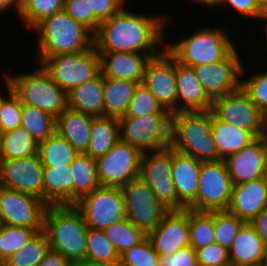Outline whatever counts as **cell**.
<instances>
[{"instance_id":"1","label":"cell","mask_w":267,"mask_h":266,"mask_svg":"<svg viewBox=\"0 0 267 266\" xmlns=\"http://www.w3.org/2000/svg\"><path fill=\"white\" fill-rule=\"evenodd\" d=\"M123 8L101 22L94 34L97 52H133L160 54L165 49V29L172 18L169 14H140ZM139 13V14H138Z\"/></svg>"},{"instance_id":"2","label":"cell","mask_w":267,"mask_h":266,"mask_svg":"<svg viewBox=\"0 0 267 266\" xmlns=\"http://www.w3.org/2000/svg\"><path fill=\"white\" fill-rule=\"evenodd\" d=\"M32 31L37 34L35 57L75 53L94 47V34L64 9L42 19Z\"/></svg>"},{"instance_id":"3","label":"cell","mask_w":267,"mask_h":266,"mask_svg":"<svg viewBox=\"0 0 267 266\" xmlns=\"http://www.w3.org/2000/svg\"><path fill=\"white\" fill-rule=\"evenodd\" d=\"M43 230L50 250L61 253L71 262L85 259L88 227L75 205L47 206Z\"/></svg>"},{"instance_id":"4","label":"cell","mask_w":267,"mask_h":266,"mask_svg":"<svg viewBox=\"0 0 267 266\" xmlns=\"http://www.w3.org/2000/svg\"><path fill=\"white\" fill-rule=\"evenodd\" d=\"M223 27H203L189 36L165 40V50L178 62L195 67L224 60L235 48L228 30ZM227 32V33H226ZM178 40V41H176Z\"/></svg>"},{"instance_id":"5","label":"cell","mask_w":267,"mask_h":266,"mask_svg":"<svg viewBox=\"0 0 267 266\" xmlns=\"http://www.w3.org/2000/svg\"><path fill=\"white\" fill-rule=\"evenodd\" d=\"M170 147L200 162L218 161L211 111L172 113Z\"/></svg>"},{"instance_id":"6","label":"cell","mask_w":267,"mask_h":266,"mask_svg":"<svg viewBox=\"0 0 267 266\" xmlns=\"http://www.w3.org/2000/svg\"><path fill=\"white\" fill-rule=\"evenodd\" d=\"M36 66L33 72H16L14 76L8 73V80L22 105L34 106L57 118L67 109V93L40 64Z\"/></svg>"},{"instance_id":"7","label":"cell","mask_w":267,"mask_h":266,"mask_svg":"<svg viewBox=\"0 0 267 266\" xmlns=\"http://www.w3.org/2000/svg\"><path fill=\"white\" fill-rule=\"evenodd\" d=\"M34 61L40 64L66 93L101 72L100 56L95 47L75 53L35 57Z\"/></svg>"},{"instance_id":"8","label":"cell","mask_w":267,"mask_h":266,"mask_svg":"<svg viewBox=\"0 0 267 266\" xmlns=\"http://www.w3.org/2000/svg\"><path fill=\"white\" fill-rule=\"evenodd\" d=\"M171 113H149L142 117H120V141L143 153L160 150L171 143Z\"/></svg>"},{"instance_id":"9","label":"cell","mask_w":267,"mask_h":266,"mask_svg":"<svg viewBox=\"0 0 267 266\" xmlns=\"http://www.w3.org/2000/svg\"><path fill=\"white\" fill-rule=\"evenodd\" d=\"M233 183L225 160L202 162L195 201L188 209L196 211H227Z\"/></svg>"},{"instance_id":"10","label":"cell","mask_w":267,"mask_h":266,"mask_svg":"<svg viewBox=\"0 0 267 266\" xmlns=\"http://www.w3.org/2000/svg\"><path fill=\"white\" fill-rule=\"evenodd\" d=\"M139 177L151 188L157 200L169 211L186 209L178 199L172 180V148L144 152Z\"/></svg>"},{"instance_id":"11","label":"cell","mask_w":267,"mask_h":266,"mask_svg":"<svg viewBox=\"0 0 267 266\" xmlns=\"http://www.w3.org/2000/svg\"><path fill=\"white\" fill-rule=\"evenodd\" d=\"M126 219L146 235L152 232L169 211L158 200L149 185L140 177L121 188Z\"/></svg>"},{"instance_id":"12","label":"cell","mask_w":267,"mask_h":266,"mask_svg":"<svg viewBox=\"0 0 267 266\" xmlns=\"http://www.w3.org/2000/svg\"><path fill=\"white\" fill-rule=\"evenodd\" d=\"M142 155L140 149L120 140L116 142L104 156L96 159L101 186L122 188L139 177Z\"/></svg>"},{"instance_id":"13","label":"cell","mask_w":267,"mask_h":266,"mask_svg":"<svg viewBox=\"0 0 267 266\" xmlns=\"http://www.w3.org/2000/svg\"><path fill=\"white\" fill-rule=\"evenodd\" d=\"M75 206L82 212L88 228L105 230L126 218L121 188L99 187Z\"/></svg>"},{"instance_id":"14","label":"cell","mask_w":267,"mask_h":266,"mask_svg":"<svg viewBox=\"0 0 267 266\" xmlns=\"http://www.w3.org/2000/svg\"><path fill=\"white\" fill-rule=\"evenodd\" d=\"M47 206L38 197L0 186V221L2 225L43 230Z\"/></svg>"},{"instance_id":"15","label":"cell","mask_w":267,"mask_h":266,"mask_svg":"<svg viewBox=\"0 0 267 266\" xmlns=\"http://www.w3.org/2000/svg\"><path fill=\"white\" fill-rule=\"evenodd\" d=\"M237 46L224 60L193 67L197 79L212 99L235 92L241 87L243 61Z\"/></svg>"},{"instance_id":"16","label":"cell","mask_w":267,"mask_h":266,"mask_svg":"<svg viewBox=\"0 0 267 266\" xmlns=\"http://www.w3.org/2000/svg\"><path fill=\"white\" fill-rule=\"evenodd\" d=\"M141 84L151 92L162 108L171 114L177 112L175 59L165 49L147 62Z\"/></svg>"},{"instance_id":"17","label":"cell","mask_w":267,"mask_h":266,"mask_svg":"<svg viewBox=\"0 0 267 266\" xmlns=\"http://www.w3.org/2000/svg\"><path fill=\"white\" fill-rule=\"evenodd\" d=\"M43 167L39 155L0 160V186L44 201Z\"/></svg>"},{"instance_id":"18","label":"cell","mask_w":267,"mask_h":266,"mask_svg":"<svg viewBox=\"0 0 267 266\" xmlns=\"http://www.w3.org/2000/svg\"><path fill=\"white\" fill-rule=\"evenodd\" d=\"M147 237L159 255L189 246V209L168 211Z\"/></svg>"},{"instance_id":"19","label":"cell","mask_w":267,"mask_h":266,"mask_svg":"<svg viewBox=\"0 0 267 266\" xmlns=\"http://www.w3.org/2000/svg\"><path fill=\"white\" fill-rule=\"evenodd\" d=\"M211 111L220 120L256 135L260 110L242 87L235 92L214 99Z\"/></svg>"},{"instance_id":"20","label":"cell","mask_w":267,"mask_h":266,"mask_svg":"<svg viewBox=\"0 0 267 266\" xmlns=\"http://www.w3.org/2000/svg\"><path fill=\"white\" fill-rule=\"evenodd\" d=\"M225 162L233 185L260 179L267 167V142L255 139Z\"/></svg>"},{"instance_id":"21","label":"cell","mask_w":267,"mask_h":266,"mask_svg":"<svg viewBox=\"0 0 267 266\" xmlns=\"http://www.w3.org/2000/svg\"><path fill=\"white\" fill-rule=\"evenodd\" d=\"M177 112L211 111L213 100L196 77L193 67L175 60Z\"/></svg>"},{"instance_id":"22","label":"cell","mask_w":267,"mask_h":266,"mask_svg":"<svg viewBox=\"0 0 267 266\" xmlns=\"http://www.w3.org/2000/svg\"><path fill=\"white\" fill-rule=\"evenodd\" d=\"M103 76L142 83L147 62L159 54L98 52Z\"/></svg>"},{"instance_id":"23","label":"cell","mask_w":267,"mask_h":266,"mask_svg":"<svg viewBox=\"0 0 267 266\" xmlns=\"http://www.w3.org/2000/svg\"><path fill=\"white\" fill-rule=\"evenodd\" d=\"M267 207L266 189L263 179L233 185L227 211L250 223Z\"/></svg>"},{"instance_id":"24","label":"cell","mask_w":267,"mask_h":266,"mask_svg":"<svg viewBox=\"0 0 267 266\" xmlns=\"http://www.w3.org/2000/svg\"><path fill=\"white\" fill-rule=\"evenodd\" d=\"M201 163L172 149V180L179 202L185 208L195 201Z\"/></svg>"},{"instance_id":"25","label":"cell","mask_w":267,"mask_h":266,"mask_svg":"<svg viewBox=\"0 0 267 266\" xmlns=\"http://www.w3.org/2000/svg\"><path fill=\"white\" fill-rule=\"evenodd\" d=\"M104 76L100 72L96 77L67 93V108L89 114L94 117L104 116Z\"/></svg>"},{"instance_id":"26","label":"cell","mask_w":267,"mask_h":266,"mask_svg":"<svg viewBox=\"0 0 267 266\" xmlns=\"http://www.w3.org/2000/svg\"><path fill=\"white\" fill-rule=\"evenodd\" d=\"M95 117L67 108L56 118V132L78 152L85 153L89 145Z\"/></svg>"},{"instance_id":"27","label":"cell","mask_w":267,"mask_h":266,"mask_svg":"<svg viewBox=\"0 0 267 266\" xmlns=\"http://www.w3.org/2000/svg\"><path fill=\"white\" fill-rule=\"evenodd\" d=\"M44 202L48 206L73 205V174L68 166L43 167Z\"/></svg>"},{"instance_id":"28","label":"cell","mask_w":267,"mask_h":266,"mask_svg":"<svg viewBox=\"0 0 267 266\" xmlns=\"http://www.w3.org/2000/svg\"><path fill=\"white\" fill-rule=\"evenodd\" d=\"M228 251L231 266H245L261 262L266 255L267 245L257 235L254 227L246 222Z\"/></svg>"},{"instance_id":"29","label":"cell","mask_w":267,"mask_h":266,"mask_svg":"<svg viewBox=\"0 0 267 266\" xmlns=\"http://www.w3.org/2000/svg\"><path fill=\"white\" fill-rule=\"evenodd\" d=\"M211 128L218 151V161L226 160L256 139L251 131L220 120L212 111Z\"/></svg>"},{"instance_id":"30","label":"cell","mask_w":267,"mask_h":266,"mask_svg":"<svg viewBox=\"0 0 267 266\" xmlns=\"http://www.w3.org/2000/svg\"><path fill=\"white\" fill-rule=\"evenodd\" d=\"M138 84L130 80L104 76V116L117 119L125 116Z\"/></svg>"},{"instance_id":"31","label":"cell","mask_w":267,"mask_h":266,"mask_svg":"<svg viewBox=\"0 0 267 266\" xmlns=\"http://www.w3.org/2000/svg\"><path fill=\"white\" fill-rule=\"evenodd\" d=\"M73 174V205L84 196L101 187L96 159L85 153H78L70 164Z\"/></svg>"},{"instance_id":"32","label":"cell","mask_w":267,"mask_h":266,"mask_svg":"<svg viewBox=\"0 0 267 266\" xmlns=\"http://www.w3.org/2000/svg\"><path fill=\"white\" fill-rule=\"evenodd\" d=\"M119 140V120L117 118L109 116L95 117L85 154L97 159L104 156Z\"/></svg>"},{"instance_id":"33","label":"cell","mask_w":267,"mask_h":266,"mask_svg":"<svg viewBox=\"0 0 267 266\" xmlns=\"http://www.w3.org/2000/svg\"><path fill=\"white\" fill-rule=\"evenodd\" d=\"M38 155V144L23 126L2 133L0 160L20 159Z\"/></svg>"},{"instance_id":"34","label":"cell","mask_w":267,"mask_h":266,"mask_svg":"<svg viewBox=\"0 0 267 266\" xmlns=\"http://www.w3.org/2000/svg\"><path fill=\"white\" fill-rule=\"evenodd\" d=\"M77 154L57 132L38 144V155L44 167L68 166Z\"/></svg>"},{"instance_id":"35","label":"cell","mask_w":267,"mask_h":266,"mask_svg":"<svg viewBox=\"0 0 267 266\" xmlns=\"http://www.w3.org/2000/svg\"><path fill=\"white\" fill-rule=\"evenodd\" d=\"M21 126L39 144L56 132V118L34 106L23 105Z\"/></svg>"},{"instance_id":"36","label":"cell","mask_w":267,"mask_h":266,"mask_svg":"<svg viewBox=\"0 0 267 266\" xmlns=\"http://www.w3.org/2000/svg\"><path fill=\"white\" fill-rule=\"evenodd\" d=\"M215 211L189 209V245L195 250L215 242Z\"/></svg>"},{"instance_id":"37","label":"cell","mask_w":267,"mask_h":266,"mask_svg":"<svg viewBox=\"0 0 267 266\" xmlns=\"http://www.w3.org/2000/svg\"><path fill=\"white\" fill-rule=\"evenodd\" d=\"M50 250L44 230L37 232L22 248L8 257L3 266H37Z\"/></svg>"},{"instance_id":"38","label":"cell","mask_w":267,"mask_h":266,"mask_svg":"<svg viewBox=\"0 0 267 266\" xmlns=\"http://www.w3.org/2000/svg\"><path fill=\"white\" fill-rule=\"evenodd\" d=\"M65 0H20V18L27 29H32L47 16L64 9Z\"/></svg>"},{"instance_id":"39","label":"cell","mask_w":267,"mask_h":266,"mask_svg":"<svg viewBox=\"0 0 267 266\" xmlns=\"http://www.w3.org/2000/svg\"><path fill=\"white\" fill-rule=\"evenodd\" d=\"M86 259L97 262L119 264L120 255L106 237L103 230L88 228Z\"/></svg>"},{"instance_id":"40","label":"cell","mask_w":267,"mask_h":266,"mask_svg":"<svg viewBox=\"0 0 267 266\" xmlns=\"http://www.w3.org/2000/svg\"><path fill=\"white\" fill-rule=\"evenodd\" d=\"M104 233L119 255L147 237L142 230L136 228L126 218L107 227Z\"/></svg>"},{"instance_id":"41","label":"cell","mask_w":267,"mask_h":266,"mask_svg":"<svg viewBox=\"0 0 267 266\" xmlns=\"http://www.w3.org/2000/svg\"><path fill=\"white\" fill-rule=\"evenodd\" d=\"M39 231L26 227L1 225L0 227V262L22 249Z\"/></svg>"},{"instance_id":"42","label":"cell","mask_w":267,"mask_h":266,"mask_svg":"<svg viewBox=\"0 0 267 266\" xmlns=\"http://www.w3.org/2000/svg\"><path fill=\"white\" fill-rule=\"evenodd\" d=\"M262 70V72H261ZM246 69L243 65L241 73V87L249 95L251 101L260 111L267 110V71L260 69L251 76H246ZM245 77V79H244Z\"/></svg>"},{"instance_id":"43","label":"cell","mask_w":267,"mask_h":266,"mask_svg":"<svg viewBox=\"0 0 267 266\" xmlns=\"http://www.w3.org/2000/svg\"><path fill=\"white\" fill-rule=\"evenodd\" d=\"M245 223V221L228 211H215V242L229 250Z\"/></svg>"},{"instance_id":"44","label":"cell","mask_w":267,"mask_h":266,"mask_svg":"<svg viewBox=\"0 0 267 266\" xmlns=\"http://www.w3.org/2000/svg\"><path fill=\"white\" fill-rule=\"evenodd\" d=\"M118 266H159V254L146 237L120 255Z\"/></svg>"},{"instance_id":"45","label":"cell","mask_w":267,"mask_h":266,"mask_svg":"<svg viewBox=\"0 0 267 266\" xmlns=\"http://www.w3.org/2000/svg\"><path fill=\"white\" fill-rule=\"evenodd\" d=\"M149 113H170L158 103L151 92L141 83L136 87L128 111L123 117H142Z\"/></svg>"},{"instance_id":"46","label":"cell","mask_w":267,"mask_h":266,"mask_svg":"<svg viewBox=\"0 0 267 266\" xmlns=\"http://www.w3.org/2000/svg\"><path fill=\"white\" fill-rule=\"evenodd\" d=\"M65 12L75 21L88 28L93 34L101 23L90 11V0H65Z\"/></svg>"},{"instance_id":"47","label":"cell","mask_w":267,"mask_h":266,"mask_svg":"<svg viewBox=\"0 0 267 266\" xmlns=\"http://www.w3.org/2000/svg\"><path fill=\"white\" fill-rule=\"evenodd\" d=\"M23 105L13 93L4 103L0 113V129L3 132L12 131L21 125Z\"/></svg>"},{"instance_id":"48","label":"cell","mask_w":267,"mask_h":266,"mask_svg":"<svg viewBox=\"0 0 267 266\" xmlns=\"http://www.w3.org/2000/svg\"><path fill=\"white\" fill-rule=\"evenodd\" d=\"M196 252L199 266H231L228 249L216 242Z\"/></svg>"},{"instance_id":"49","label":"cell","mask_w":267,"mask_h":266,"mask_svg":"<svg viewBox=\"0 0 267 266\" xmlns=\"http://www.w3.org/2000/svg\"><path fill=\"white\" fill-rule=\"evenodd\" d=\"M223 6L231 7V12L235 11L239 17H245L244 19H246V17L247 19L252 18V22L255 20L258 21L259 19H261V21L267 19V15L258 7L255 0H219L217 10H219L220 7V9H222Z\"/></svg>"},{"instance_id":"50","label":"cell","mask_w":267,"mask_h":266,"mask_svg":"<svg viewBox=\"0 0 267 266\" xmlns=\"http://www.w3.org/2000/svg\"><path fill=\"white\" fill-rule=\"evenodd\" d=\"M159 266H199L197 252L189 245L174 254L159 255Z\"/></svg>"},{"instance_id":"51","label":"cell","mask_w":267,"mask_h":266,"mask_svg":"<svg viewBox=\"0 0 267 266\" xmlns=\"http://www.w3.org/2000/svg\"><path fill=\"white\" fill-rule=\"evenodd\" d=\"M127 0H90V11L94 16L103 22L116 15L123 6L127 5Z\"/></svg>"},{"instance_id":"52","label":"cell","mask_w":267,"mask_h":266,"mask_svg":"<svg viewBox=\"0 0 267 266\" xmlns=\"http://www.w3.org/2000/svg\"><path fill=\"white\" fill-rule=\"evenodd\" d=\"M257 235L267 245V207L264 208L251 222Z\"/></svg>"},{"instance_id":"53","label":"cell","mask_w":267,"mask_h":266,"mask_svg":"<svg viewBox=\"0 0 267 266\" xmlns=\"http://www.w3.org/2000/svg\"><path fill=\"white\" fill-rule=\"evenodd\" d=\"M71 261L61 253L49 250L37 266H70Z\"/></svg>"},{"instance_id":"54","label":"cell","mask_w":267,"mask_h":266,"mask_svg":"<svg viewBox=\"0 0 267 266\" xmlns=\"http://www.w3.org/2000/svg\"><path fill=\"white\" fill-rule=\"evenodd\" d=\"M256 139L267 142V110L260 111Z\"/></svg>"},{"instance_id":"55","label":"cell","mask_w":267,"mask_h":266,"mask_svg":"<svg viewBox=\"0 0 267 266\" xmlns=\"http://www.w3.org/2000/svg\"><path fill=\"white\" fill-rule=\"evenodd\" d=\"M7 69H5L3 72L1 71V77L3 78V79H0V80H4L3 81V87L5 86V88H6V92H7V96L6 95H4L3 96V94H5V93H1L0 94V113H1V109H2V106H3V103L14 93L13 92V87H12V84H11V82L8 80V70L6 71Z\"/></svg>"},{"instance_id":"56","label":"cell","mask_w":267,"mask_h":266,"mask_svg":"<svg viewBox=\"0 0 267 266\" xmlns=\"http://www.w3.org/2000/svg\"><path fill=\"white\" fill-rule=\"evenodd\" d=\"M13 7L15 11L17 12V15L19 14L20 10V0H0V15L6 11L13 10Z\"/></svg>"},{"instance_id":"57","label":"cell","mask_w":267,"mask_h":266,"mask_svg":"<svg viewBox=\"0 0 267 266\" xmlns=\"http://www.w3.org/2000/svg\"><path fill=\"white\" fill-rule=\"evenodd\" d=\"M119 264H111L104 262L91 261L88 259L76 260L71 262L70 266H118Z\"/></svg>"},{"instance_id":"58","label":"cell","mask_w":267,"mask_h":266,"mask_svg":"<svg viewBox=\"0 0 267 266\" xmlns=\"http://www.w3.org/2000/svg\"><path fill=\"white\" fill-rule=\"evenodd\" d=\"M187 1H190V3L192 1V3H194V4L197 3L200 5V7L201 6H204L206 8L212 7V9H217L218 2H219V0H187Z\"/></svg>"},{"instance_id":"59","label":"cell","mask_w":267,"mask_h":266,"mask_svg":"<svg viewBox=\"0 0 267 266\" xmlns=\"http://www.w3.org/2000/svg\"><path fill=\"white\" fill-rule=\"evenodd\" d=\"M258 7L267 15V0H255Z\"/></svg>"},{"instance_id":"60","label":"cell","mask_w":267,"mask_h":266,"mask_svg":"<svg viewBox=\"0 0 267 266\" xmlns=\"http://www.w3.org/2000/svg\"><path fill=\"white\" fill-rule=\"evenodd\" d=\"M263 182L265 184V189H266V198H267V167L262 175Z\"/></svg>"},{"instance_id":"61","label":"cell","mask_w":267,"mask_h":266,"mask_svg":"<svg viewBox=\"0 0 267 266\" xmlns=\"http://www.w3.org/2000/svg\"><path fill=\"white\" fill-rule=\"evenodd\" d=\"M263 22H265V23H264V27H265V28L263 27V29L265 30V32H264L265 35H266V36H265V37H266V44H265V45H266V49H267V19L264 20Z\"/></svg>"},{"instance_id":"62","label":"cell","mask_w":267,"mask_h":266,"mask_svg":"<svg viewBox=\"0 0 267 266\" xmlns=\"http://www.w3.org/2000/svg\"><path fill=\"white\" fill-rule=\"evenodd\" d=\"M262 264L263 266H267V252H266V255L264 256V258L262 259Z\"/></svg>"},{"instance_id":"63","label":"cell","mask_w":267,"mask_h":266,"mask_svg":"<svg viewBox=\"0 0 267 266\" xmlns=\"http://www.w3.org/2000/svg\"><path fill=\"white\" fill-rule=\"evenodd\" d=\"M245 266H263V264H262V262H259V263H254V264H248Z\"/></svg>"},{"instance_id":"64","label":"cell","mask_w":267,"mask_h":266,"mask_svg":"<svg viewBox=\"0 0 267 266\" xmlns=\"http://www.w3.org/2000/svg\"><path fill=\"white\" fill-rule=\"evenodd\" d=\"M1 138H2V131L0 129V143H1Z\"/></svg>"}]
</instances>
